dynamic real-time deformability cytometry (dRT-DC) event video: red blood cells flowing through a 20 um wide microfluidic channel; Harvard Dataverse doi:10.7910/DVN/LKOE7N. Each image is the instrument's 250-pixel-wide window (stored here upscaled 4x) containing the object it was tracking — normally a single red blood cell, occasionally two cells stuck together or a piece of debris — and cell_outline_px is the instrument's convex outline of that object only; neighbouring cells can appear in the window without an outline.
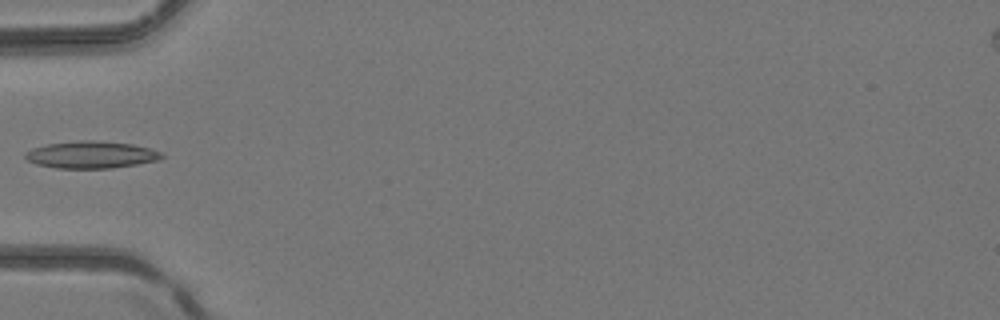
{"species": "common noctule bat (a hibernating species)", "species_latin": "Nyctalus noctula", "temperature_condition": "room temperature", "stored_images_in_passage": 2, "camera_frame_rate_fps": 3000, "um_per_image_px": 0.085, "animal": {"sex": "female", "body_mass_g": 24.6, "forearm_length_mm": 56.2}, "frame": {"image": 1, "passage_image": 2, "time_ms": 0.333, "image_size_px": [1000, 320], "cell_outline_px": [[164, 156], [160, 160], [112, 168], [56, 168], [36, 164], [28, 160], [24, 156], [24, 152], [32, 148], [48, 144], [80, 140], [96, 140], [132, 144], [164, 152]], "centroid_in_image_um": [7.76, 13.15], "position_along_channel_um": 77.2, "area_um2": 21.62}}